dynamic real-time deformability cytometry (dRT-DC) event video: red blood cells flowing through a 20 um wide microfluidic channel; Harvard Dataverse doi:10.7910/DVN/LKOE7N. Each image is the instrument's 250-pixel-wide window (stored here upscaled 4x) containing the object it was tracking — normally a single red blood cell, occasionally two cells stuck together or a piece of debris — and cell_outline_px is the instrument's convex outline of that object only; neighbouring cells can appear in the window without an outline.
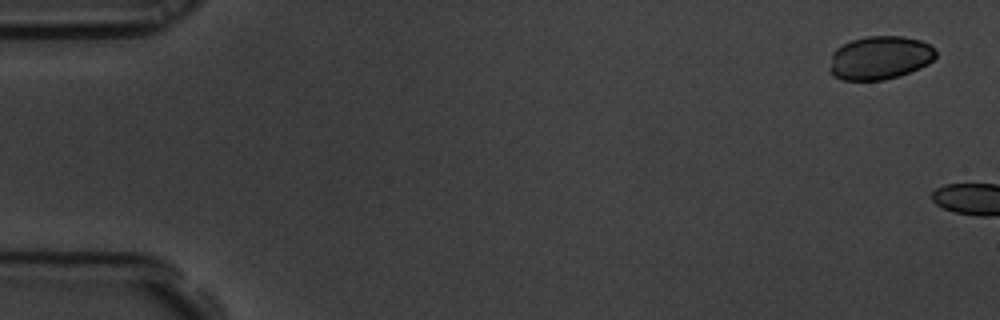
{"species": "common noctule bat (a hibernating species)", "species_latin": "Nyctalus noctula", "temperature_condition": "room temperature", "stored_images_in_passage": 2, "camera_frame_rate_fps": 3000, "um_per_image_px": 0.085, "animal": {"sex": "male", "body_mass_g": 19.5, "forearm_length_mm": 54.6}, "frame": {"image": 1, "passage_image": 1, "time_ms": 0.0, "image_size_px": [1000, 320], "cell_outline_px": [[936, 56], [928, 64], [920, 68], [884, 80], [844, 80], [832, 76], [828, 68], [832, 52], [836, 48], [852, 40], [868, 36], [900, 36], [920, 40], [928, 44], [936, 52]], "centroid_in_image_um": [74.74, 4.92], "position_along_channel_um": 10.3, "area_um2": 26.82}}